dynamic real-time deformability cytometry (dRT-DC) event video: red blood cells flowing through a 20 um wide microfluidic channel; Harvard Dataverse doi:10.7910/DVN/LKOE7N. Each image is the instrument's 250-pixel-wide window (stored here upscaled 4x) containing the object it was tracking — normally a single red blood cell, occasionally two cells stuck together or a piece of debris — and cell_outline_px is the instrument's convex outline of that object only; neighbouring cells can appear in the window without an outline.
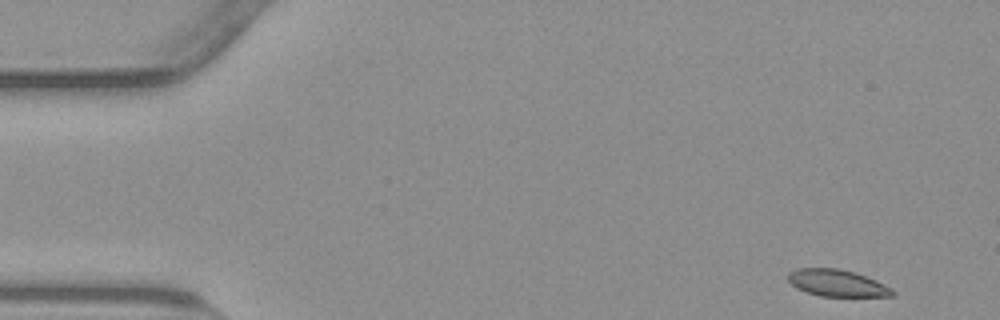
{"species": "common noctule bat (a hibernating species)", "species_latin": "Nyctalus noctula", "temperature_condition": "warm", "stored_images_in_passage": 14, "camera_frame_rate_fps": 3000, "um_per_image_px": 0.085, "animal": {"sex": "male", "body_mass_g": 23.1, "forearm_length_mm": 52.7}, "frame": {"image": 1, "passage_image": 1, "time_ms": 0.0, "image_size_px": [1000, 320], "cell_outline_px": [[896, 292], [892, 296], [820, 296], [796, 288], [788, 280], [788, 272], [796, 268], [836, 268], [856, 272], [876, 280], [892, 288]], "centroid_in_image_um": [71.16, 24.05], "position_along_channel_um": 13.8, "area_um2": 16.36}}